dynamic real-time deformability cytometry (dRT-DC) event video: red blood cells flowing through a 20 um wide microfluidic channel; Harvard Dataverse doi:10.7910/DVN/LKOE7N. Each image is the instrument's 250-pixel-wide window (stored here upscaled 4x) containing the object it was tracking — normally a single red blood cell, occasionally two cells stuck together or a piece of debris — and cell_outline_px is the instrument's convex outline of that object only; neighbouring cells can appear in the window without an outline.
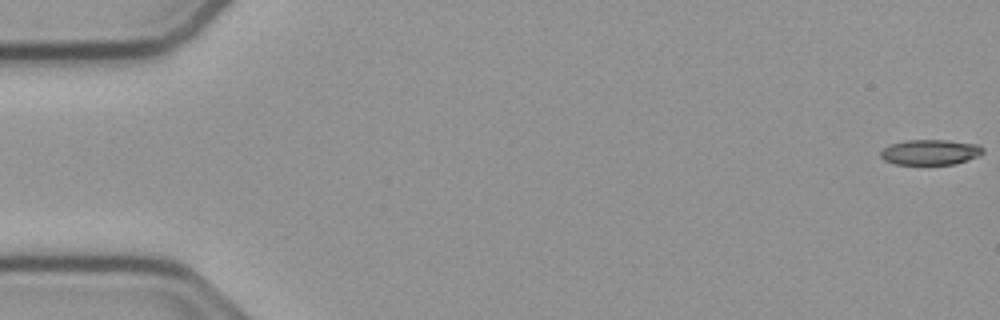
{"species": "common noctule bat (a hibernating species)", "species_latin": "Nyctalus noctula", "temperature_condition": "cold", "stored_images_in_passage": 55, "camera_frame_rate_fps": 3000, "um_per_image_px": 0.085, "animal": {"sex": "male", "body_mass_g": 23.1, "forearm_length_mm": 52.7}, "frame": {"image": 1, "passage_image": 1, "time_ms": 0.0, "image_size_px": [1000, 320], "cell_outline_px": [[984, 152], [968, 160], [956, 164], [896, 164], [884, 160], [880, 156], [880, 152], [884, 148], [892, 144], [908, 140], [948, 140], [980, 144], [984, 148]], "centroid_in_image_um": [79.11, 12.93], "position_along_channel_um": 5.9, "area_um2": 15.09}}
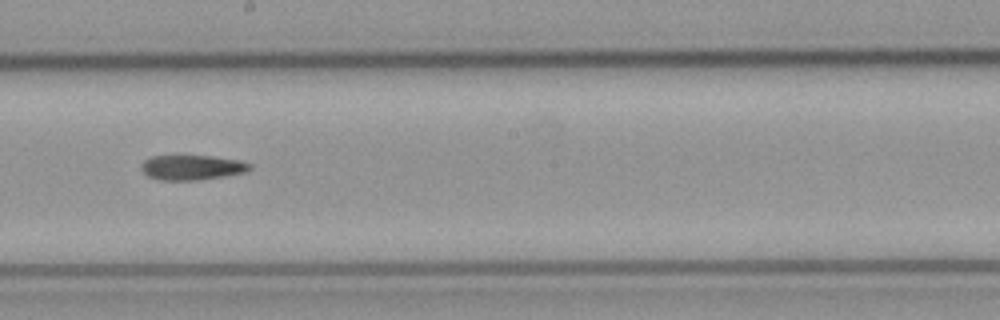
{"frame": {"image": 2, "passage_image": 31, "time_ms": 10.0, "image_size_px": [1000, 320], "cell_outline_px": [[252, 168], [244, 172], [196, 180], [160, 180], [148, 176], [140, 168], [140, 164], [144, 160], [152, 156], [212, 156], [240, 160], [252, 164]], "centroid_in_image_um": [16.29, 14.22], "position_along_channel_um": 231.9, "area_um2": 15.61}}
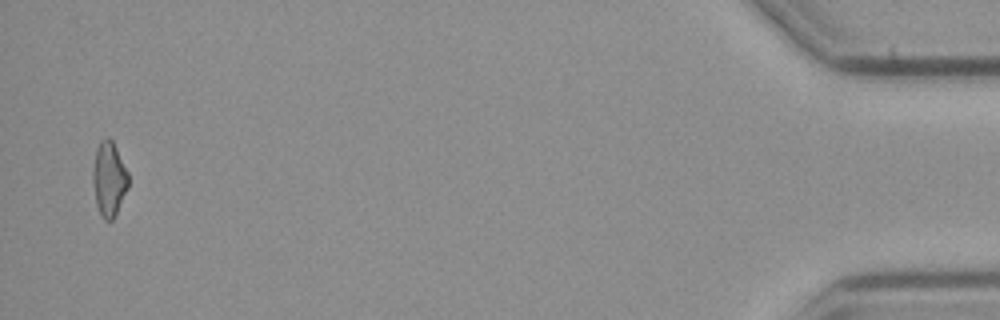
{"frame": {"image": 3, "passage_image": 54, "time_ms": 17.667, "image_size_px": [1000, 320], "cell_outline_px": [[128, 188], [112, 220], [104, 220], [100, 216], [96, 204], [92, 180], [92, 168], [96, 148], [100, 140], [104, 136], [108, 136], [112, 140], [128, 172]], "centroid_in_image_um": [9.24, 15.18], "position_along_channel_um": 426.0, "area_um2": 15.55}}